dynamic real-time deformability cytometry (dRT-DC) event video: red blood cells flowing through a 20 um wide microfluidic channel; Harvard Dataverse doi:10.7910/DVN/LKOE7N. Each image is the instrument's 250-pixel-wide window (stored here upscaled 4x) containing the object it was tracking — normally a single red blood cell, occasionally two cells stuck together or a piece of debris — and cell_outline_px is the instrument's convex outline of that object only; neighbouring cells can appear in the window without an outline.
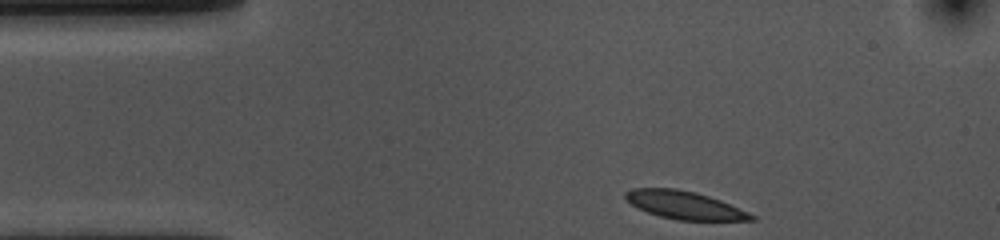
{"species": "common noctule bat (a hibernating species)", "species_latin": "Nyctalus noctula", "temperature_condition": "cold", "stored_images_in_passage": 36, "camera_frame_rate_fps": 3000, "um_per_image_px": 0.085, "animal": {"sex": "female", "body_mass_g": 10.0, "forearm_length_mm": 53.1}, "frame": {"image": 1, "passage_image": 1, "time_ms": 0.0, "image_size_px": [1000, 240], "cell_outline_px": [[756, 220], [676, 220], [660, 216], [648, 212], [632, 204], [624, 196], [624, 192], [632, 188], [676, 188], [696, 192], [720, 200], [748, 212], [756, 216]], "centroid_in_image_um": [58.18, 17.43], "position_along_channel_um": 26.8, "area_um2": 20.29}}
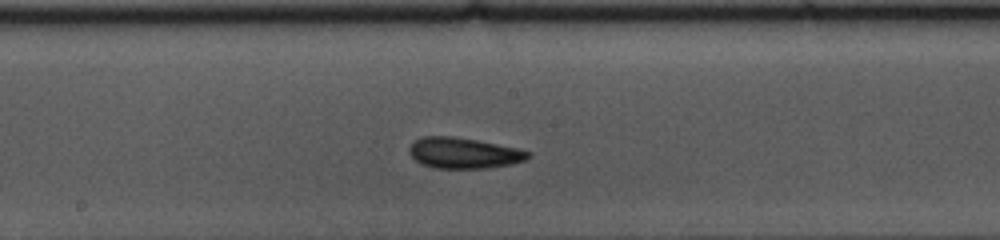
{"frame": {"image": 2, "passage_image": 20, "time_ms": 6.333, "image_size_px": [1000, 240], "cell_outline_px": [[532, 156], [528, 160], [512, 164], [484, 168], [436, 168], [420, 164], [408, 152], [408, 148], [416, 140], [424, 136], [452, 136], [476, 140], [516, 148], [532, 152]], "centroid_in_image_um": [39.44, 13.01], "position_along_channel_um": 208.8, "area_um2": 21.33}}
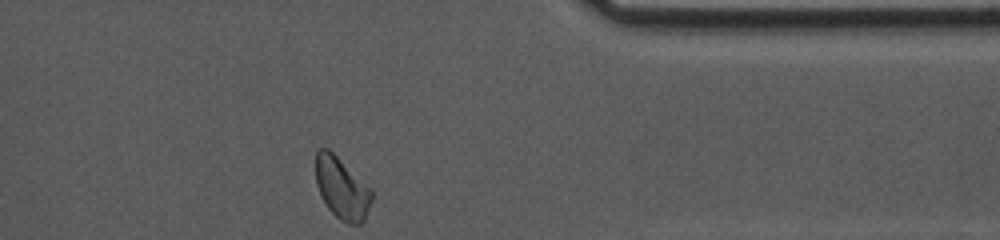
{"frame": {"image": 3, "passage_image": 36, "time_ms": 11.667, "image_size_px": [1000, 240], "cell_outline_px": [[372, 200], [364, 220], [360, 224], [348, 224], [340, 220], [328, 208], [320, 196], [316, 184], [316, 148], [328, 148], [372, 188]], "centroid_in_image_um": [29.05, 15.99], "position_along_channel_um": 382.3, "area_um2": 20.29}, "authors_computed_cell_mechanics": {"area_um2": 20.5768, "velocity_mm_per_s": 3.5841, "shape_relaxation_time_tau1_ms": 3.3366, "shape_relaxation_time_tau2_ms": 1.7174, "deformation_change_tau1": 0.124, "deformation_change_tau2": 0.0818}}